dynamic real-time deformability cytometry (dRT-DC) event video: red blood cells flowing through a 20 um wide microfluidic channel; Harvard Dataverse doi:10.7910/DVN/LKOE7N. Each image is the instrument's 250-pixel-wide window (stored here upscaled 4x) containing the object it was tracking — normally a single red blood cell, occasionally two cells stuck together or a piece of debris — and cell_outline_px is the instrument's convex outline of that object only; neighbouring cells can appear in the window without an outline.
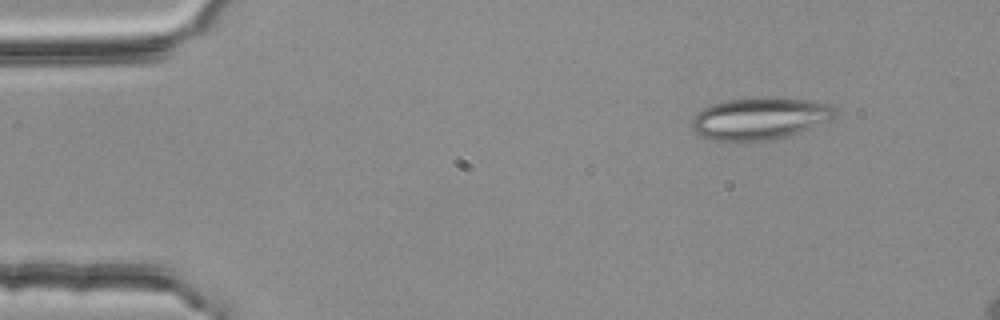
{"species": "common noctule bat (a hibernating species)", "species_latin": "Nyctalus noctula", "temperature_condition": "room temperature", "stored_images_in_passage": 50, "camera_frame_rate_fps": 3000, "um_per_image_px": 0.085, "animal": {"sex": "female", "body_mass_g": 25.1}, "frame": {"image": 1, "passage_image": 2, "time_ms": 0.333, "image_size_px": [1000, 320], "cell_outline_px": [[836, 116], [832, 120], [792, 136], [768, 140], [712, 140], [700, 136], [692, 128], [692, 116], [704, 108], [712, 104], [724, 100], [756, 96], [780, 96], [812, 100], [832, 104], [836, 108]], "centroid_in_image_um": [64.66, 10.03], "position_along_channel_um": 20.3, "area_um2": 36.13}}
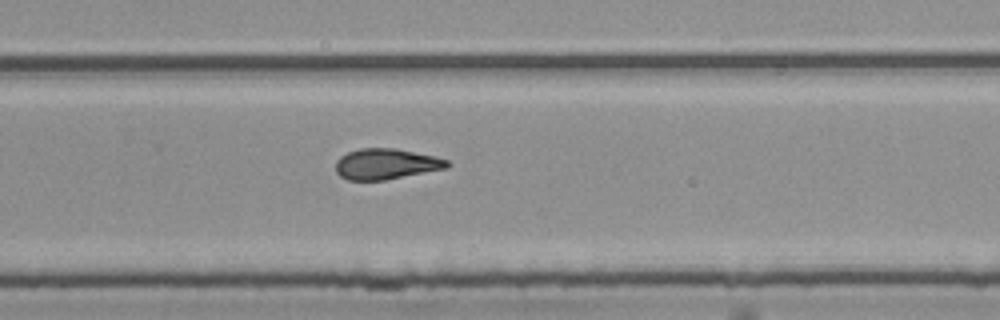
{"frame": {"image": 2, "passage_image": 31, "time_ms": 10.0, "image_size_px": [1000, 320], "cell_outline_px": [[452, 164], [448, 168], [384, 180], [348, 180], [340, 176], [336, 172], [336, 160], [340, 156], [348, 152], [360, 148], [392, 148], [436, 156], [448, 160]], "centroid_in_image_um": [32.83, 13.94], "position_along_channel_um": 297.0, "area_um2": 20.0}}
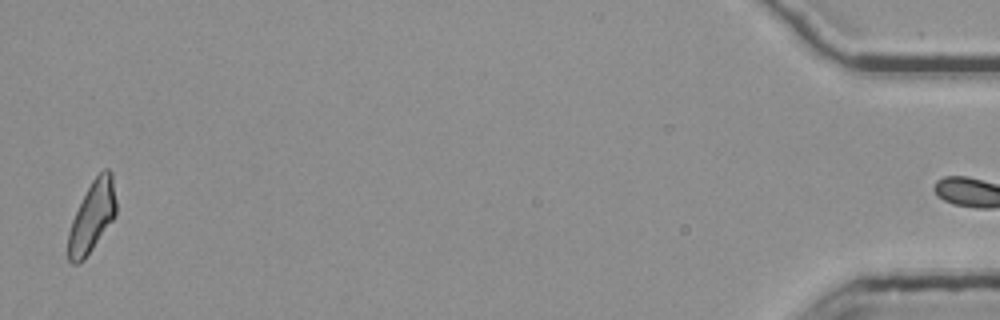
{"frame": {"image": 3, "passage_image": 49, "time_ms": 16.0, "image_size_px": [1000, 320], "cell_outline_px": [[116, 216], [84, 260], [76, 264], [72, 264], [68, 260], [68, 232], [72, 220], [92, 180], [104, 168], [108, 168], [112, 172], [116, 200]], "centroid_in_image_um": [7.84, 18.43], "position_along_channel_um": 427.4, "area_um2": 19.71}, "authors_computed_cell_mechanics": {"area_um2": 20.519, "velocity_mm_per_s": 3.7801, "shape_relaxation_time_tau1_ms": null, "shape_relaxation_time_tau2_ms": 3.5899, "deformation_change_tau1": null, "deformation_change_tau2": 0.1258}}